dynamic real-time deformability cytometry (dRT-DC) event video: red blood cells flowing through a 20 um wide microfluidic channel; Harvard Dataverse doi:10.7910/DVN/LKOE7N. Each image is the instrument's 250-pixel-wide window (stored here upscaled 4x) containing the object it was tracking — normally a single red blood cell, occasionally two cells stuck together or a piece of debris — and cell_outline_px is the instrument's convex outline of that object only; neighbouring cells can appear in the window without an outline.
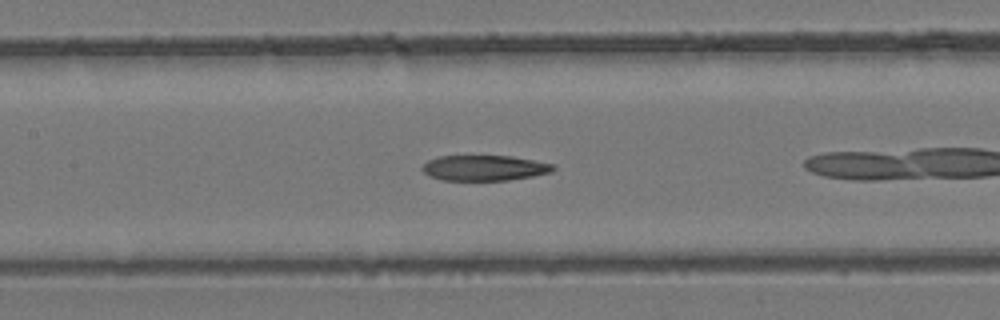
{"species": "common noctule bat (a hibernating species)", "species_latin": "Nyctalus noctula", "temperature_condition": "room temperature", "stored_images_in_passage": 19, "camera_frame_rate_fps": 3000, "um_per_image_px": 0.085, "animal": {"sex": "female", "body_mass_g": 24.6, "forearm_length_mm": 56.2}, "frame": {"image": 1, "passage_image": 6, "time_ms": 1.667, "image_size_px": [1000, 320], "cell_outline_px": [[556, 168], [552, 172], [532, 176], [508, 180], [444, 180], [428, 176], [420, 168], [428, 160], [440, 156], [512, 156], [556, 164]], "centroid_in_image_um": [41.2, 14.27], "position_along_channel_um": 166.2, "area_um2": 19.48}}
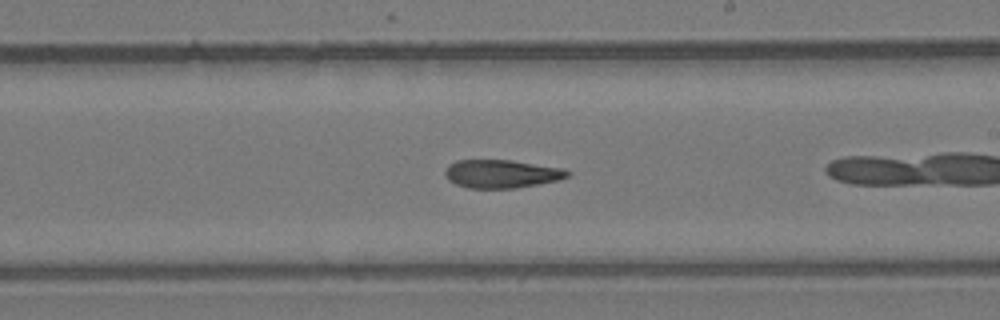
{"frame": {"image": 2, "passage_image": 11, "time_ms": 3.333, "image_size_px": [1000, 320], "cell_outline_px": [[572, 172], [568, 176], [560, 180], [516, 188], [468, 188], [456, 184], [448, 180], [444, 176], [444, 172], [448, 164], [456, 160], [508, 160], [564, 168]], "centroid_in_image_um": [42.62, 14.77], "position_along_channel_um": 246.4, "area_um2": 20.29}}
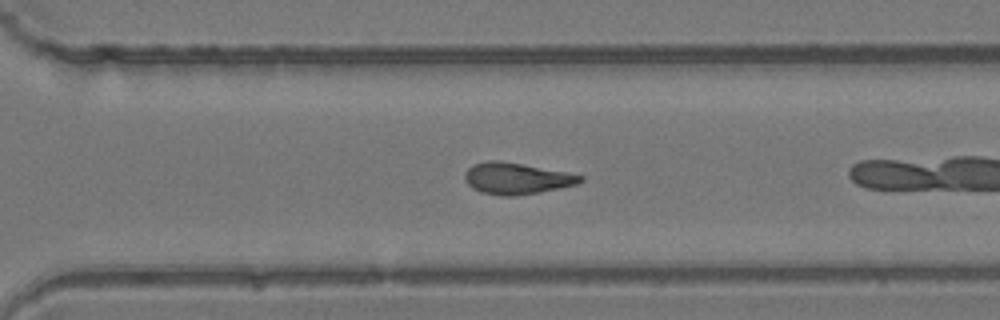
{"frame": {"image": 3, "passage_image": 16, "time_ms": 5.0, "image_size_px": [1000, 320], "cell_outline_px": [[584, 180], [576, 184], [540, 192], [516, 196], [500, 196], [480, 192], [472, 188], [464, 180], [464, 172], [472, 164], [488, 160], [500, 160], [524, 164], [568, 172], [584, 176]], "centroid_in_image_um": [43.87, 15.16], "position_along_channel_um": 326.7, "area_um2": 21.44}}